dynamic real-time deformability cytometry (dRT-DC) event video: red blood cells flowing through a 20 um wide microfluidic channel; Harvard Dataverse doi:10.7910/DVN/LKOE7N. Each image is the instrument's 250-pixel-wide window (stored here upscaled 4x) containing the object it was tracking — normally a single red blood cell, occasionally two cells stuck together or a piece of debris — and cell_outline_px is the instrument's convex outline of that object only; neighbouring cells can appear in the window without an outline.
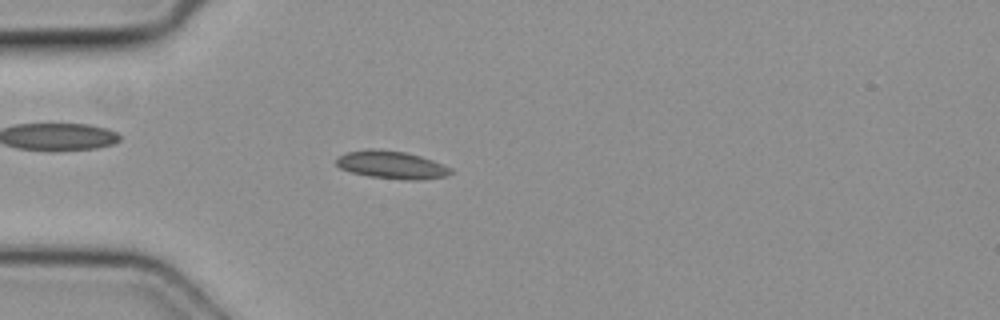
{"species": "common noctule bat (a hibernating species)", "species_latin": "Nyctalus noctula", "temperature_condition": "cold", "stored_images_in_passage": 3, "camera_frame_rate_fps": 3000, "um_per_image_px": 0.085, "animal": {"sex": "female", "body_mass_g": 19.3, "forearm_length_mm": 54.1}, "frame": {"image": 1, "passage_image": 3, "time_ms": 0.667, "image_size_px": [1000, 320], "cell_outline_px": [[452, 172], [444, 176], [420, 180], [404, 180], [368, 176], [352, 172], [340, 168], [336, 164], [336, 160], [340, 156], [348, 152], [368, 148], [372, 148], [404, 152], [420, 156], [432, 160], [452, 168]], "centroid_in_image_um": [33.28, 14.01], "position_along_channel_um": 51.7, "area_um2": 18.38}}